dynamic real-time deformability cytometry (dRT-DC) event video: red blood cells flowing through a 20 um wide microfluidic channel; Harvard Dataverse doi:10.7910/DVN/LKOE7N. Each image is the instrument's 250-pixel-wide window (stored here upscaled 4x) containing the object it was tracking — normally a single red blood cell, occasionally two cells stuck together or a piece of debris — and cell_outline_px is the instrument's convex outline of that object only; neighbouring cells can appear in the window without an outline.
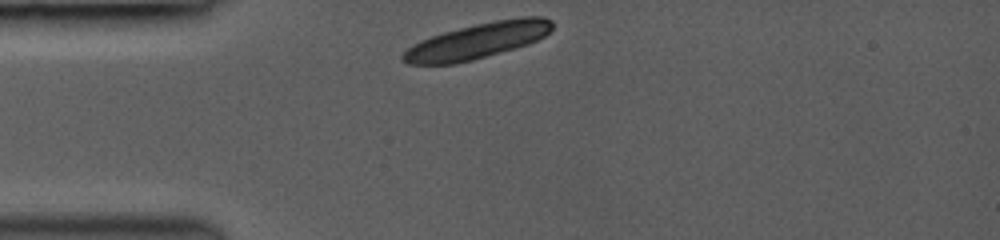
{"species": "common noctule bat (a hibernating species)", "species_latin": "Nyctalus noctula", "temperature_condition": "room temperature", "stored_images_in_passage": 3, "camera_frame_rate_fps": 3000, "um_per_image_px": 0.085, "animal": {"sex": "female", "body_mass_g": 19.0, "forearm_length_mm": 53.3}, "frame": {"image": 1, "passage_image": 1, "time_ms": 0.0, "image_size_px": [1000, 240], "cell_outline_px": [[552, 28], [544, 36], [528, 44], [472, 60], [456, 64], [408, 64], [400, 60], [400, 56], [412, 44], [420, 40], [444, 32], [476, 24], [496, 20], [524, 16], [544, 16], [552, 20]], "centroid_in_image_um": [40.56, 3.47], "position_along_channel_um": 44.4, "area_um2": 30.81}}